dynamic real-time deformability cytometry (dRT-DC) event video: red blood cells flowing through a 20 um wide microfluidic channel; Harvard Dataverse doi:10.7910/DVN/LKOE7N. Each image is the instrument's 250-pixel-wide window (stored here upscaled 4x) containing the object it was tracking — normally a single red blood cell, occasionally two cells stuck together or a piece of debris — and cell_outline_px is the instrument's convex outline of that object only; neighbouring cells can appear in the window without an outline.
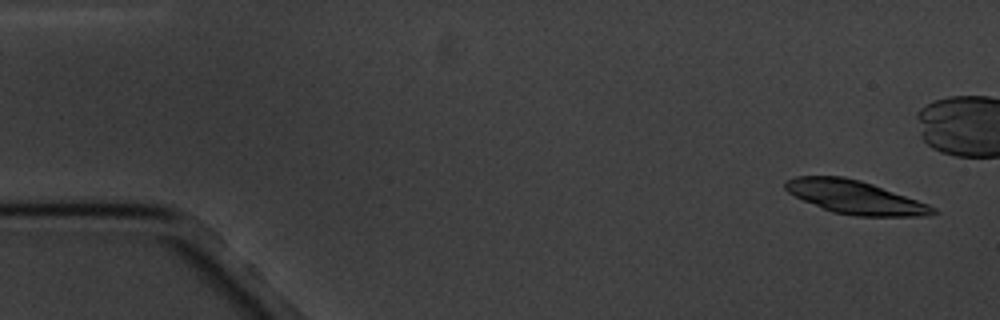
{"species": "common noctule bat (a hibernating species)", "species_latin": "Nyctalus noctula", "temperature_condition": "cold", "stored_images_in_passage": 6, "camera_frame_rate_fps": 3000, "um_per_image_px": 0.085, "animal": {"sex": "male", "body_mass_g": 20.1, "forearm_length_mm": 53.5}, "frame": {"image": 1, "passage_image": 1, "time_ms": 0.0, "image_size_px": [1000, 320], "cell_outline_px": [[940, 212], [924, 216], [856, 216], [832, 212], [804, 200], [788, 192], [784, 188], [784, 180], [796, 176], [844, 176], [860, 180], [872, 184], [928, 204], [936, 208]], "centroid_in_image_um": [72.67, 16.76], "position_along_channel_um": 12.3, "area_um2": 28.5}}